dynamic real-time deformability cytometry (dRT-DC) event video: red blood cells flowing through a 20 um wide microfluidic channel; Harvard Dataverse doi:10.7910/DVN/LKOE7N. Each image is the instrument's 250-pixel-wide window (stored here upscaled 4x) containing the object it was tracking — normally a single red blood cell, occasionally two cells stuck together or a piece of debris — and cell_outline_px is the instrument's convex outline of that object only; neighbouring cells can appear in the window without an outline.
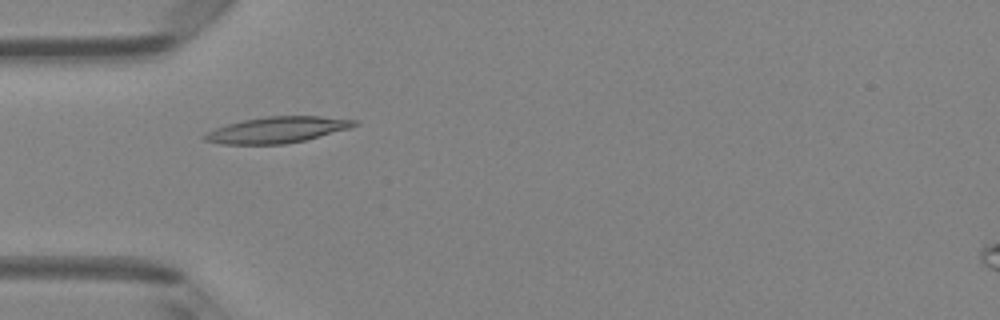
{"species": "Egyptian fruit bat (a non-hibernating species)", "species_latin": "Rousettus aegyptiacus", "temperature_condition": "room temperature", "stored_images_in_passage": 2, "camera_frame_rate_fps": 3000, "um_per_image_px": 0.085, "animal": {"sex": "female"}, "frame": {"image": 1, "passage_image": 1, "time_ms": 0.0, "image_size_px": [1000, 320], "cell_outline_px": [[360, 124], [348, 128], [304, 140], [284, 144], [220, 144], [204, 140], [200, 136], [216, 128], [228, 124], [244, 120], [268, 116], [320, 116], [356, 120]], "centroid_in_image_um": [23.53, 11.03], "position_along_channel_um": 61.5, "area_um2": 22.48}}
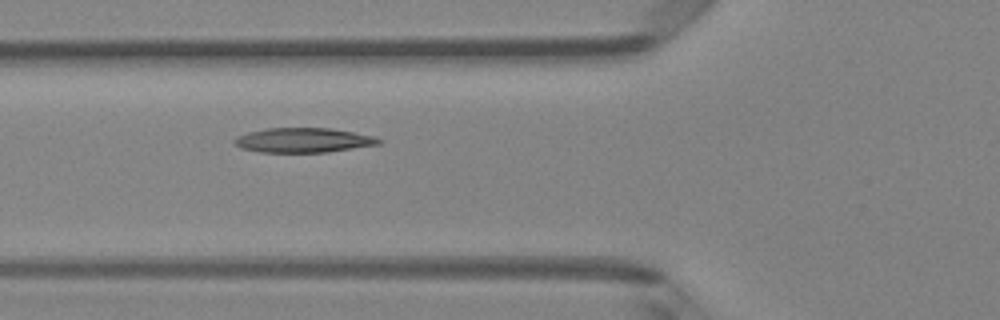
{"frame": {"image": 2, "passage_image": 2, "time_ms": 1.0, "image_size_px": [1000, 320], "cell_outline_px": [[380, 144], [328, 152], [260, 152], [240, 148], [232, 140], [236, 136], [248, 132], [268, 128], [332, 128], [372, 136], [380, 140]], "centroid_in_image_um": [25.73, 11.92], "position_along_channel_um": 100.1, "area_um2": 20.58}}